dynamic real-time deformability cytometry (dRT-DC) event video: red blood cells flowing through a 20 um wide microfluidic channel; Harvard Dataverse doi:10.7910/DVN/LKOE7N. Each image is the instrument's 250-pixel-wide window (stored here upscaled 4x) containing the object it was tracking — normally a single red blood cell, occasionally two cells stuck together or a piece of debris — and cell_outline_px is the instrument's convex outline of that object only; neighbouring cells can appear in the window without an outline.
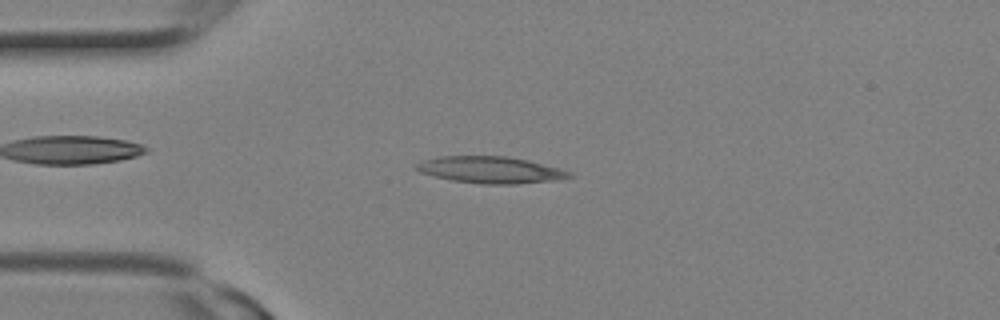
{"species": "Egyptian fruit bat (a non-hibernating species)", "species_latin": "Rousettus aegyptiacus", "temperature_condition": "room temperature", "stored_images_in_passage": 6, "camera_frame_rate_fps": 3000, "um_per_image_px": 0.085, "animal": {"sex": "female"}, "frame": {"image": 1, "passage_image": 5, "time_ms": 1.333, "image_size_px": [1000, 320], "cell_outline_px": [[576, 176], [552, 180], [516, 184], [480, 184], [452, 180], [420, 172], [412, 168], [416, 164], [424, 160], [440, 156], [504, 156], [528, 160], [560, 168]], "centroid_in_image_um": [41.67, 14.43], "position_along_channel_um": 43.3, "area_um2": 23.64}}